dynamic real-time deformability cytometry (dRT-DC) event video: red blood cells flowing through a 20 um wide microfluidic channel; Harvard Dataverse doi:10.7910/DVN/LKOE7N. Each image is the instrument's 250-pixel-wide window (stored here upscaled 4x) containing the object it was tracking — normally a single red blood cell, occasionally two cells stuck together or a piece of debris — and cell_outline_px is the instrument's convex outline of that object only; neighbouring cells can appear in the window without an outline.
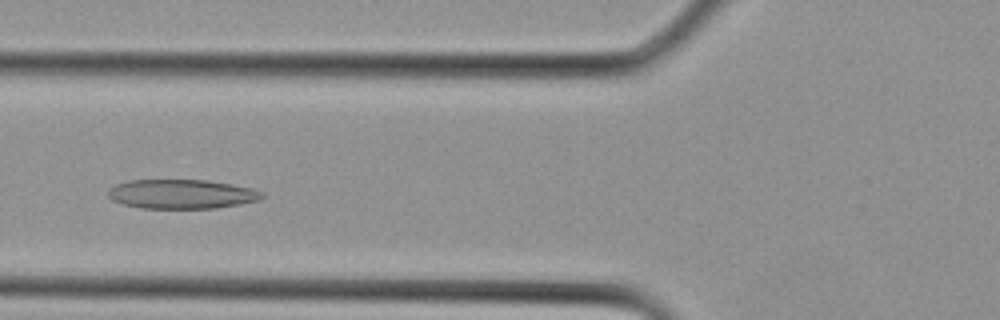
{"species": "Egyptian fruit bat (a non-hibernating species)", "species_latin": "Rousettus aegyptiacus", "temperature_condition": "cold", "stored_images_in_passage": 28, "segment_of_instrument_passage": [1, 2], "camera_frame_rate_fps": 3000, "um_per_image_px": 0.085, "animal": {"sex": "female"}, "frame": {"image": 1, "passage_image": 9, "time_ms": 2.667, "image_size_px": [1000, 320], "cell_outline_px": [[264, 196], [260, 200], [240, 204], [216, 208], [140, 208], [124, 204], [112, 200], [108, 196], [108, 188], [116, 184], [128, 180], [204, 180], [232, 184], [248, 188], [260, 192]], "centroid_in_image_um": [15.39, 16.5], "position_along_channel_um": 110.4, "area_um2": 26.13}}
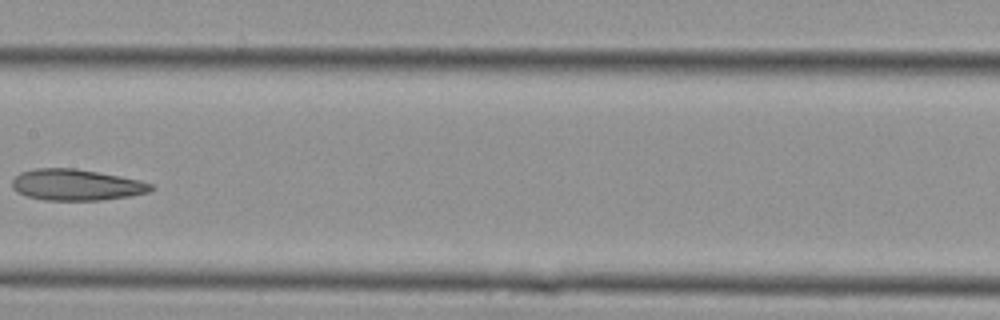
{"frame": {"image": 2, "passage_image": 13, "time_ms": 4.0, "image_size_px": [1000, 320], "cell_outline_px": [[156, 188], [148, 192], [132, 196], [100, 200], [44, 200], [28, 196], [16, 192], [12, 188], [12, 180], [20, 172], [36, 168], [76, 168], [120, 176], [140, 180], [152, 184]], "centroid_in_image_um": [6.49, 15.71], "position_along_channel_um": 200.9, "area_um2": 25.37}}
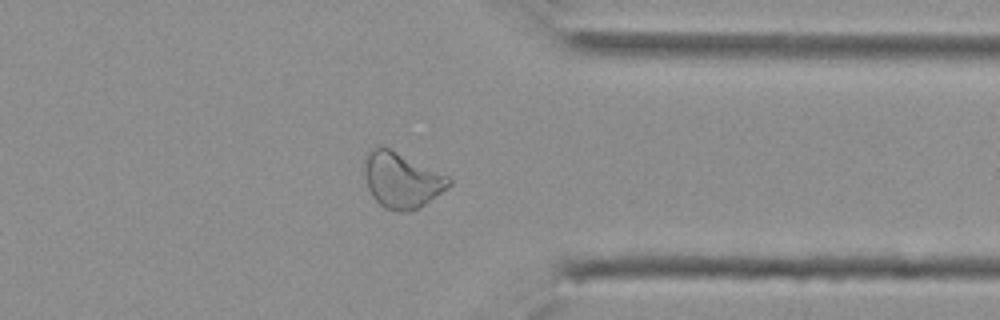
{"frame": {"image": 3, "passage_image": 21, "time_ms": 6.667, "image_size_px": [1000, 320], "cell_outline_px": [[452, 184], [420, 208], [400, 212], [384, 208], [372, 196], [368, 188], [364, 172], [364, 156], [368, 152], [376, 148], [388, 148], [448, 176], [452, 180]], "centroid_in_image_um": [34.13, 15.34], "position_along_channel_um": 377.3, "area_um2": 26.88}}